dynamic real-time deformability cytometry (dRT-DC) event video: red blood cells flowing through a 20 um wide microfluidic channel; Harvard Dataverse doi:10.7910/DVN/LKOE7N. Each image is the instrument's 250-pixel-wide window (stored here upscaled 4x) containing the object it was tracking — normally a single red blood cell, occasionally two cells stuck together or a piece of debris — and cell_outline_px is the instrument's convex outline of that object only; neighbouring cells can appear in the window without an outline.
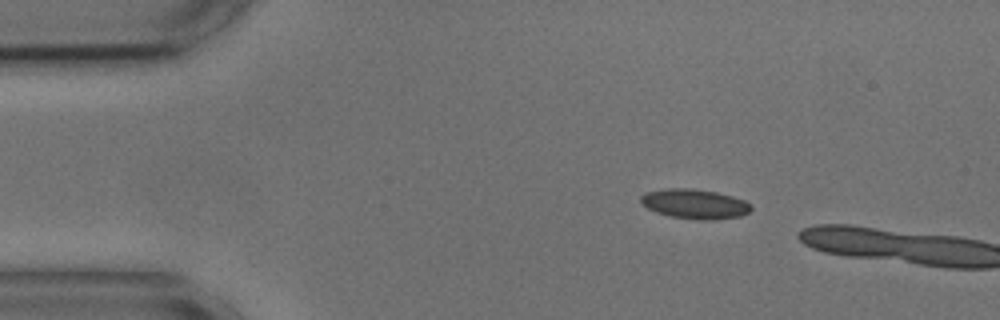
{"species": "common noctule bat (a hibernating species)", "species_latin": "Nyctalus noctula", "temperature_condition": "cold", "stored_images_in_passage": 5, "camera_frame_rate_fps": 3000, "um_per_image_px": 0.085, "animal": {"sex": "male", "body_mass_g": 17.9, "forearm_length_mm": 54.2}, "frame": {"image": 1, "passage_image": 3, "time_ms": 0.667, "image_size_px": [1000, 320], "cell_outline_px": [[752, 208], [748, 212], [740, 216], [712, 220], [700, 220], [672, 216], [656, 212], [648, 208], [640, 200], [640, 196], [644, 192], [668, 188], [692, 188], [716, 192], [732, 196], [744, 200], [752, 204]], "centroid_in_image_um": [59.06, 17.32], "position_along_channel_um": 25.9, "area_um2": 19.02}}